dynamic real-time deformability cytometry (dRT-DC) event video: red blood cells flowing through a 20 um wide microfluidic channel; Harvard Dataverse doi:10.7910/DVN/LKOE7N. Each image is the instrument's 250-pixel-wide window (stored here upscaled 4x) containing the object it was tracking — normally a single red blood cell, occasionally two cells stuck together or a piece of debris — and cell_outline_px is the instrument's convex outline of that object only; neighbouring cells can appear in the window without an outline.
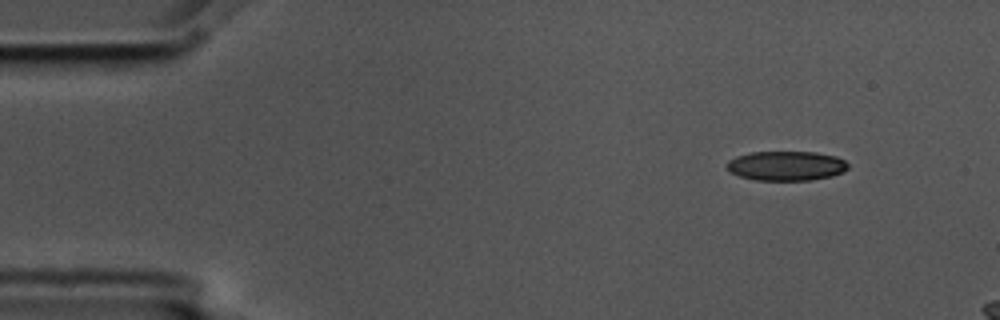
{"species": "common noctule bat (a hibernating species)", "species_latin": "Nyctalus noctula", "temperature_condition": "cold", "stored_images_in_passage": 3, "camera_frame_rate_fps": 3000, "um_per_image_px": 0.085, "animal": {"sex": "male", "body_mass_g": 17.5, "forearm_length_mm": 52.3}, "frame": {"image": 1, "passage_image": 1, "time_ms": 0.0, "image_size_px": [1000, 320], "cell_outline_px": [[848, 168], [844, 172], [832, 176], [812, 180], [756, 180], [740, 176], [728, 172], [724, 168], [724, 164], [728, 160], [736, 156], [752, 152], [816, 152], [836, 156], [844, 160], [848, 164]], "centroid_in_image_um": [66.79, 14.09], "position_along_channel_um": 18.2, "area_um2": 21.15}}